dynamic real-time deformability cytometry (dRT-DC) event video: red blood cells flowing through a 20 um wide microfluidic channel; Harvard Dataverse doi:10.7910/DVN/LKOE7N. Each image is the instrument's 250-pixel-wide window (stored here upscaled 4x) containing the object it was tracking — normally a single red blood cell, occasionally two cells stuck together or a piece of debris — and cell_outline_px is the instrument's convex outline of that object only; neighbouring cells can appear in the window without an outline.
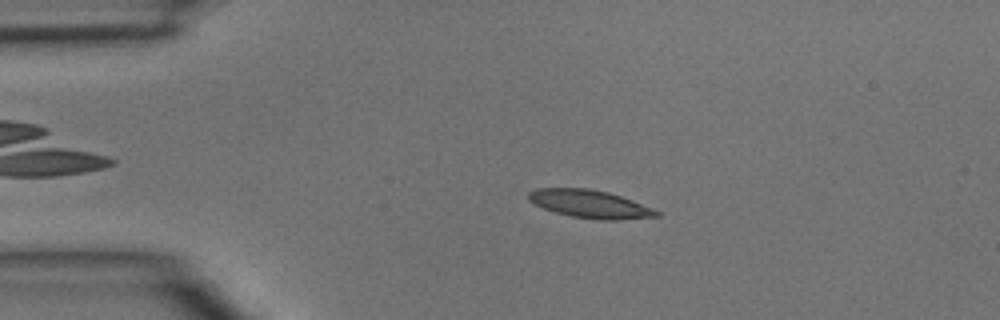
{"species": "common noctule bat (a hibernating species)", "species_latin": "Nyctalus noctula", "temperature_condition": "room temperature", "stored_images_in_passage": 4, "camera_frame_rate_fps": 3000, "um_per_image_px": 0.085, "animal": {"sex": "male", "body_mass_g": 15.6}, "frame": {"image": 1, "passage_image": 3, "time_ms": 0.667, "image_size_px": [1000, 320], "cell_outline_px": [[660, 216], [616, 220], [600, 220], [572, 216], [556, 212], [544, 208], [528, 200], [528, 192], [536, 188], [588, 188], [608, 192], [632, 200], [652, 208], [660, 212]], "centroid_in_image_um": [50.14, 17.33], "position_along_channel_um": 34.9, "area_um2": 20.69}}